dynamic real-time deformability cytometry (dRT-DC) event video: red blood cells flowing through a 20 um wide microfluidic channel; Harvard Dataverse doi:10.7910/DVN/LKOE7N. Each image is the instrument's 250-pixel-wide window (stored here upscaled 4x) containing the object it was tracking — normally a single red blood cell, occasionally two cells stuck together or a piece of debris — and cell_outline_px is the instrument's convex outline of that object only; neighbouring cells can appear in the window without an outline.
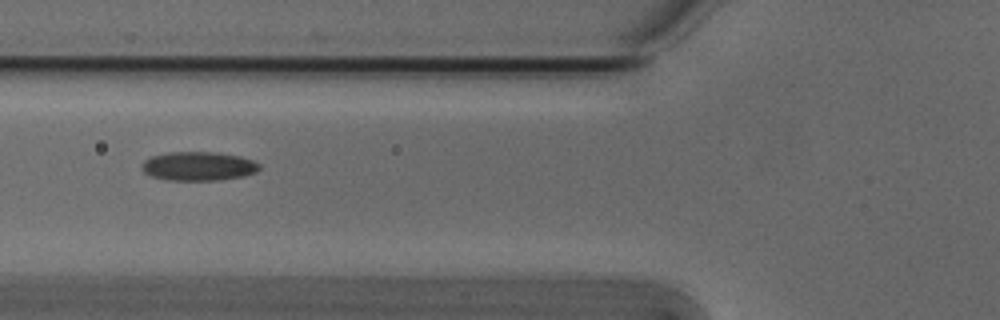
{"species": "Egyptian fruit bat (a non-hibernating species)", "species_latin": "Rousettus aegyptiacus", "temperature_condition": "cold", "stored_images_in_passage": 7, "camera_frame_rate_fps": 3000, "um_per_image_px": 0.085, "animal": {"sex": "male"}, "frame": {"image": 1, "passage_image": 5, "time_ms": 1.333, "image_size_px": [1000, 320], "cell_outline_px": [[260, 168], [256, 172], [244, 176], [220, 180], [164, 180], [152, 176], [144, 172], [140, 168], [140, 164], [144, 160], [152, 156], [168, 152], [216, 152], [240, 156], [252, 160], [260, 164]], "centroid_in_image_um": [16.85, 14.12], "position_along_channel_um": 109.0, "area_um2": 20.0}}
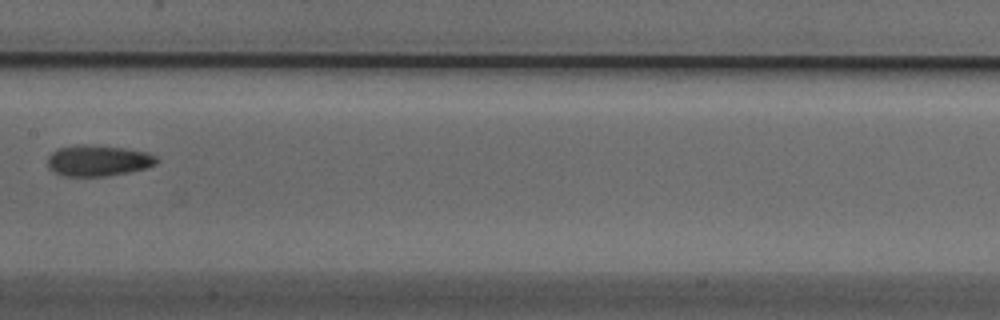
{"frame": {"image": 2, "passage_image": 7, "time_ms": 2.0, "image_size_px": [1000, 320], "cell_outline_px": [[160, 160], [156, 164], [144, 168], [128, 172], [104, 176], [64, 176], [48, 168], [48, 156], [52, 152], [60, 148], [80, 144], [84, 144], [124, 148], [148, 152], [156, 156]], "centroid_in_image_um": [8.35, 13.65], "position_along_channel_um": 199.0, "area_um2": 19.59}}